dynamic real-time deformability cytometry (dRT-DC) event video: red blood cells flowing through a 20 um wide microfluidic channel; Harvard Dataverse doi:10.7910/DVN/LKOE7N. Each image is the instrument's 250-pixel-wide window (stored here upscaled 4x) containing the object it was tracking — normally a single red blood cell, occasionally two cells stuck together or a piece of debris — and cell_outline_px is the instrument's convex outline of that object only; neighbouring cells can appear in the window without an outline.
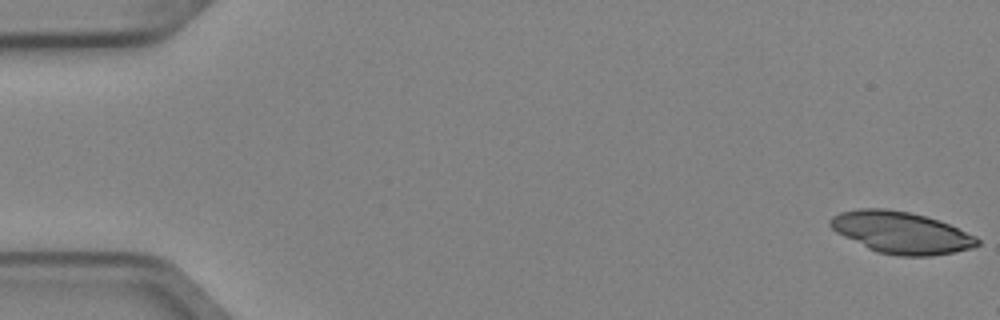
{"species": "Egyptian fruit bat (a non-hibernating species)", "species_latin": "Rousettus aegyptiacus", "temperature_condition": "cold", "stored_images_in_passage": 3, "camera_frame_rate_fps": 3000, "um_per_image_px": 0.085, "animal": {"sex": "female"}, "frame": {"image": 1, "passage_image": 1, "time_ms": 0.0, "image_size_px": [1000, 320], "cell_outline_px": [[980, 244], [972, 248], [932, 256], [900, 256], [876, 252], [836, 232], [828, 224], [828, 220], [832, 216], [840, 212], [860, 208], [884, 208], [908, 212], [940, 220], [976, 236], [980, 240]], "centroid_in_image_um": [76.59, 19.76], "position_along_channel_um": 8.4, "area_um2": 35.78}}